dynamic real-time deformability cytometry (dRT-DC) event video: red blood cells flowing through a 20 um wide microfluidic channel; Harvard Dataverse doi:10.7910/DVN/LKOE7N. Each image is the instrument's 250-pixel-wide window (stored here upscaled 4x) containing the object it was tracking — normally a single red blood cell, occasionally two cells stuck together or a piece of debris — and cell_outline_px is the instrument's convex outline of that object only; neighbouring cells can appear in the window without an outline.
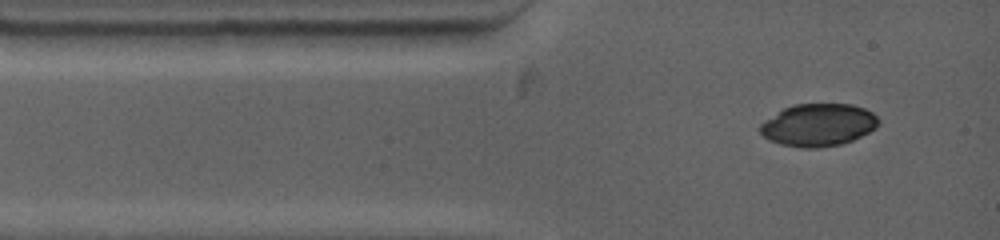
{"species": "common noctule bat (a hibernating species)", "species_latin": "Nyctalus noctula", "temperature_condition": "warm", "stored_images_in_passage": 5, "camera_frame_rate_fps": 4500, "um_per_image_px": 0.085, "animal": {"sex": "female", "body_mass_g": 19.0, "forearm_length_mm": 53.3}, "frame": {"image": 1, "passage_image": 1, "time_ms": 0.0, "image_size_px": [1000, 240], "cell_outline_px": [[880, 120], [876, 128], [852, 140], [840, 144], [816, 148], [800, 148], [780, 144], [768, 140], [760, 132], [760, 124], [784, 108], [796, 104], [852, 104], [864, 108], [872, 112]], "centroid_in_image_um": [69.56, 10.62], "position_along_channel_um": 15.4, "area_um2": 29.19}}
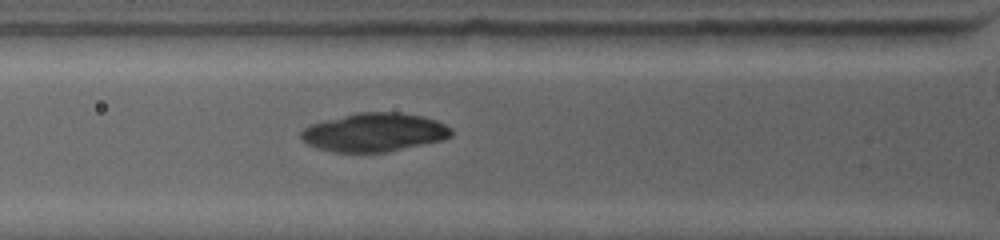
{"frame": {"image": 2, "passage_image": 5, "time_ms": 2.667, "image_size_px": [1000, 240], "cell_outline_px": [[452, 136], [440, 140], [388, 152], [336, 152], [316, 148], [300, 140], [300, 132], [304, 128], [312, 124], [356, 112], [400, 112], [420, 116], [436, 120], [452, 128]], "centroid_in_image_um": [31.79, 11.25], "position_along_channel_um": 94.0, "area_um2": 33.64}}